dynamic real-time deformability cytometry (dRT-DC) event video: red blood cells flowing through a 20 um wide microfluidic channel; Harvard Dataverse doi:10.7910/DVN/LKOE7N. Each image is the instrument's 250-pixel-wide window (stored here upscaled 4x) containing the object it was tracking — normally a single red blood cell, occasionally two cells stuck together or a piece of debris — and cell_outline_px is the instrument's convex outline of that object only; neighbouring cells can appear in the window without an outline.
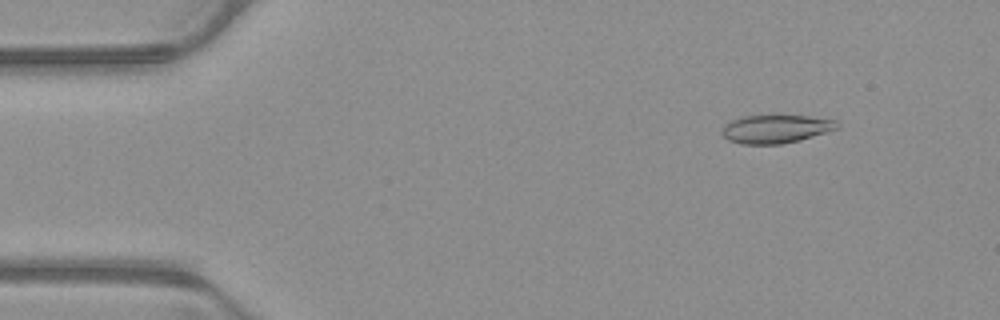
{"species": "common noctule bat (a hibernating species)", "species_latin": "Nyctalus noctula", "temperature_condition": "warm", "stored_images_in_passage": 53, "camera_frame_rate_fps": 3000, "um_per_image_px": 0.085, "animal": {"sex": "male", "body_mass_g": 23.1, "forearm_length_mm": 52.7}, "frame": {"image": 1, "passage_image": 6, "time_ms": 1.667, "image_size_px": [1000, 320], "cell_outline_px": [[840, 124], [836, 128], [828, 132], [800, 140], [780, 144], [740, 144], [728, 140], [724, 136], [724, 124], [732, 120], [744, 116], [772, 112], [808, 116], [836, 120]], "centroid_in_image_um": [65.96, 10.91], "position_along_channel_um": 19.0, "area_um2": 19.71}}
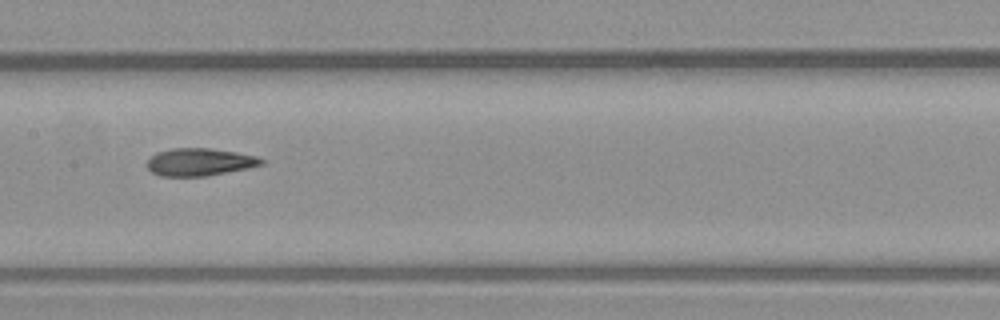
{"frame": {"image": 2, "passage_image": 26, "time_ms": 8.333, "image_size_px": [1000, 320], "cell_outline_px": [[264, 164], [248, 168], [208, 176], [160, 176], [152, 172], [148, 168], [148, 160], [156, 152], [172, 148], [212, 148], [236, 152], [256, 156], [264, 160]], "centroid_in_image_um": [16.98, 13.77], "position_along_channel_um": 190.4, "area_um2": 18.38}}
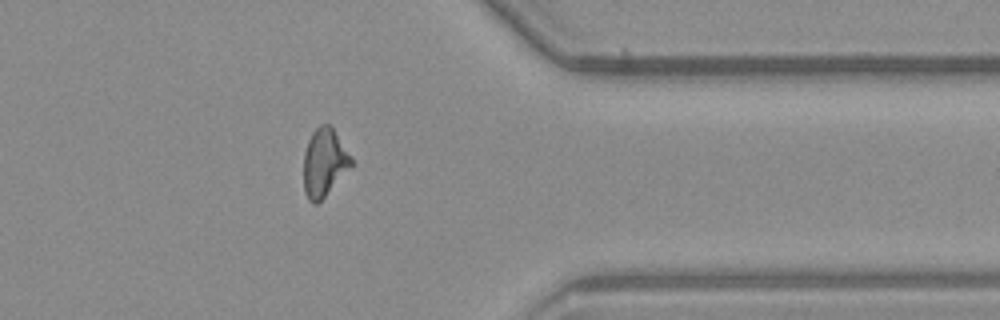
{"frame": {"image": 3, "passage_image": 42, "time_ms": 13.667, "image_size_px": [1000, 320], "cell_outline_px": [[352, 164], [324, 196], [316, 204], [312, 204], [308, 200], [304, 192], [304, 152], [308, 140], [312, 132], [320, 124], [332, 124], [352, 156]], "centroid_in_image_um": [27.55, 13.76], "position_along_channel_um": 383.8, "area_um2": 18.84}, "authors_computed_cell_mechanics": {"area_um2": 18.9584, "velocity_mm_per_s": 3.9027, "shape_relaxation_time_tau1_ms": 10.4599, "shape_relaxation_time_tau2_ms": 2.5509, "deformation_change_tau1": 0.2663, "deformation_change_tau2": 0.1143}}